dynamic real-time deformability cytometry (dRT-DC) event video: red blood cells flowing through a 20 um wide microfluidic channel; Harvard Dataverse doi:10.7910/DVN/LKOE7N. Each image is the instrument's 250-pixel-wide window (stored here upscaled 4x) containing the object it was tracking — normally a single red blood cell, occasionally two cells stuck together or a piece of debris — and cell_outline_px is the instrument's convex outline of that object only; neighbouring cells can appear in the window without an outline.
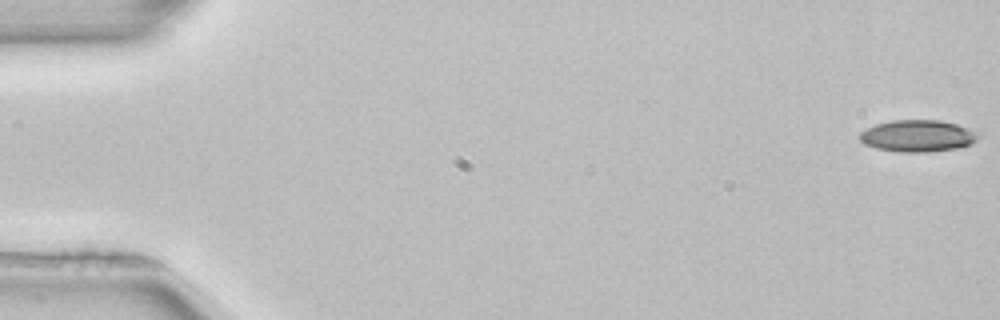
{"species": "common noctule bat (a hibernating species)", "species_latin": "Nyctalus noctula", "temperature_condition": "room temperature", "stored_images_in_passage": 53, "camera_frame_rate_fps": 3000, "um_per_image_px": 0.085, "animal": {"sex": "female", "body_mass_g": 22.7, "forearm_length_mm": 54.2}, "frame": {"image": 1, "passage_image": 1, "time_ms": 0.0, "image_size_px": [1000, 320], "cell_outline_px": [[984, 132], [972, 144], [956, 148], [928, 152], [900, 152], [876, 148], [864, 144], [860, 140], [860, 132], [876, 124], [892, 120], [940, 120], [956, 124]], "centroid_in_image_um": [78.07, 11.55], "position_along_channel_um": 6.9, "area_um2": 22.2}}
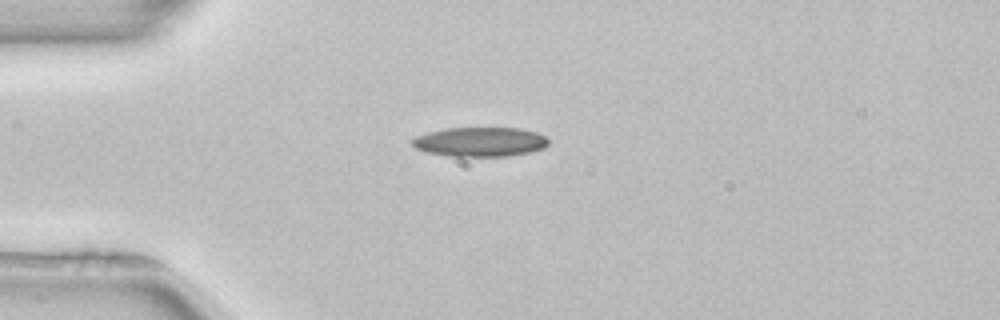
{"frame": {"image": 2, "passage_image": 14, "time_ms": 4.333, "image_size_px": [1000, 320], "cell_outline_px": [[548, 144], [544, 148], [528, 152], [508, 156], [452, 156], [428, 152], [416, 148], [412, 144], [412, 140], [416, 136], [428, 132], [448, 128], [520, 128], [536, 132], [544, 136], [548, 140]], "centroid_in_image_um": [40.82, 12.05], "position_along_channel_um": 44.2, "area_um2": 23.12}}
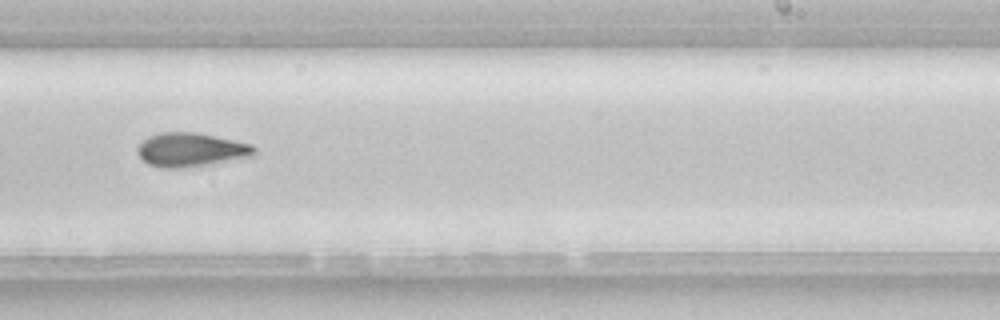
{"frame": {"image": 3, "passage_image": 33, "time_ms": 10.667, "image_size_px": [1000, 320], "cell_outline_px": [[256, 152], [252, 156], [180, 168], [160, 168], [148, 164], [136, 152], [136, 148], [148, 136], [160, 132], [196, 132], [252, 144], [256, 148]], "centroid_in_image_um": [16.19, 12.71], "position_along_channel_um": 272.8, "area_um2": 22.77}, "authors_computed_cell_mechanics": {"area_um2": 22.253, "velocity_mm_per_s": 3.9456, "shape_relaxation_time_tau1_ms": 9.0543, "shape_relaxation_time_tau2_ms": null, "deformation_change_tau1": 0.1997, "deformation_change_tau2": null}}